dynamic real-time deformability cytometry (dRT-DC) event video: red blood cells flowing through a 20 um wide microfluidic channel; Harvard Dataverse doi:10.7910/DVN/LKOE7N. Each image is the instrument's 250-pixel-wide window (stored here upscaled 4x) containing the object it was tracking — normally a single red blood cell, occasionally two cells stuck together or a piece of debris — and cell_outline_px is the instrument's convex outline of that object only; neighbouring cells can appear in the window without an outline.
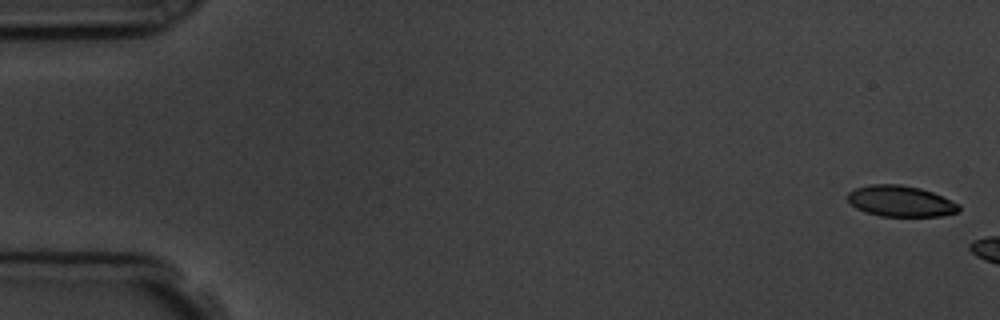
{"species": "common noctule bat (a hibernating species)", "species_latin": "Nyctalus noctula", "temperature_condition": "room temperature", "stored_images_in_passage": 5, "camera_frame_rate_fps": 3000, "um_per_image_px": 0.085, "animal": {"sex": "male", "body_mass_g": 19.5, "forearm_length_mm": 54.6}, "frame": {"image": 1, "passage_image": 1, "time_ms": 0.0, "image_size_px": [1000, 320], "cell_outline_px": [[960, 208], [956, 212], [940, 216], [880, 216], [864, 212], [856, 208], [848, 200], [848, 192], [856, 188], [872, 184], [900, 184], [920, 188], [932, 192], [960, 204]], "centroid_in_image_um": [76.54, 17.1], "position_along_channel_um": 8.5, "area_um2": 20.0}}